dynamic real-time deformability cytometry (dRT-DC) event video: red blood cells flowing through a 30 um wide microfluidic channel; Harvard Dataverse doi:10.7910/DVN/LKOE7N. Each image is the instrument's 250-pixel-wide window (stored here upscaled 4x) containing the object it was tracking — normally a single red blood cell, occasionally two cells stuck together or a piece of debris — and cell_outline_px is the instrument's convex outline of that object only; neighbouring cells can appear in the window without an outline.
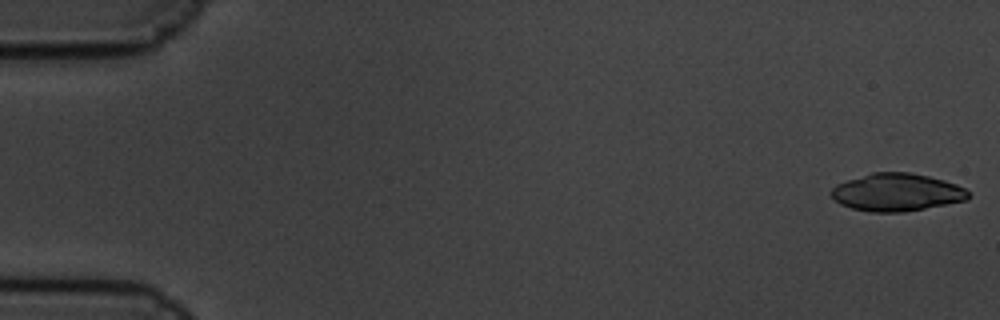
{"species": "common noctule bat (a hibernating species)", "species_latin": "Nyctalus noctula", "temperature_condition": "cold", "stored_images_in_passage": 59, "camera_frame_rate_fps": 3000, "um_per_image_px": 0.085, "animal": {"sex": "male", "body_mass_g": 19.5, "forearm_length_mm": 54.6}, "frame": {"image": 1, "passage_image": 1, "time_ms": 0.0, "image_size_px": [1000, 320], "cell_outline_px": [[972, 196], [968, 200], [904, 212], [868, 212], [852, 208], [840, 204], [828, 192], [836, 184], [872, 172], [908, 172], [928, 176], [944, 180], [956, 184], [964, 188]], "centroid_in_image_um": [76.23, 16.35], "position_along_channel_um": 8.8, "area_um2": 30.17}}